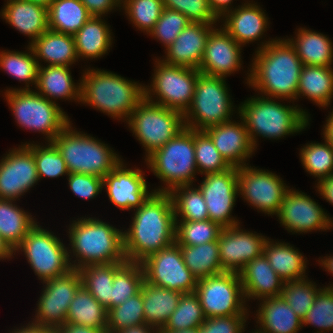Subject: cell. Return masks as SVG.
Listing matches in <instances>:
<instances>
[{"instance_id": "obj_67", "label": "cell", "mask_w": 333, "mask_h": 333, "mask_svg": "<svg viewBox=\"0 0 333 333\" xmlns=\"http://www.w3.org/2000/svg\"><path fill=\"white\" fill-rule=\"evenodd\" d=\"M158 333H198V328L184 329V330L173 331V332H158Z\"/></svg>"}, {"instance_id": "obj_18", "label": "cell", "mask_w": 333, "mask_h": 333, "mask_svg": "<svg viewBox=\"0 0 333 333\" xmlns=\"http://www.w3.org/2000/svg\"><path fill=\"white\" fill-rule=\"evenodd\" d=\"M0 162V199L15 200L38 182L32 150L24 144Z\"/></svg>"}, {"instance_id": "obj_42", "label": "cell", "mask_w": 333, "mask_h": 333, "mask_svg": "<svg viewBox=\"0 0 333 333\" xmlns=\"http://www.w3.org/2000/svg\"><path fill=\"white\" fill-rule=\"evenodd\" d=\"M169 194L171 195L175 221L178 215L184 221H201L209 219L206 202L200 189L191 188L190 185H181L173 188Z\"/></svg>"}, {"instance_id": "obj_47", "label": "cell", "mask_w": 333, "mask_h": 333, "mask_svg": "<svg viewBox=\"0 0 333 333\" xmlns=\"http://www.w3.org/2000/svg\"><path fill=\"white\" fill-rule=\"evenodd\" d=\"M196 167L201 174L224 172L231 166L203 130H194Z\"/></svg>"}, {"instance_id": "obj_64", "label": "cell", "mask_w": 333, "mask_h": 333, "mask_svg": "<svg viewBox=\"0 0 333 333\" xmlns=\"http://www.w3.org/2000/svg\"><path fill=\"white\" fill-rule=\"evenodd\" d=\"M14 253V250L0 236V259L9 258Z\"/></svg>"}, {"instance_id": "obj_38", "label": "cell", "mask_w": 333, "mask_h": 333, "mask_svg": "<svg viewBox=\"0 0 333 333\" xmlns=\"http://www.w3.org/2000/svg\"><path fill=\"white\" fill-rule=\"evenodd\" d=\"M124 262L111 264L87 265L78 269L82 286L101 304L107 311L112 308V287L115 271Z\"/></svg>"}, {"instance_id": "obj_31", "label": "cell", "mask_w": 333, "mask_h": 333, "mask_svg": "<svg viewBox=\"0 0 333 333\" xmlns=\"http://www.w3.org/2000/svg\"><path fill=\"white\" fill-rule=\"evenodd\" d=\"M69 69V66L48 65L43 68L39 65L36 85L40 91L38 93L50 101L52 98H64L80 102L81 83L74 85Z\"/></svg>"}, {"instance_id": "obj_44", "label": "cell", "mask_w": 333, "mask_h": 333, "mask_svg": "<svg viewBox=\"0 0 333 333\" xmlns=\"http://www.w3.org/2000/svg\"><path fill=\"white\" fill-rule=\"evenodd\" d=\"M28 49L31 54L18 51L0 52V67L19 81H25L26 88L23 90H30V83L37 85L40 65L30 45Z\"/></svg>"}, {"instance_id": "obj_39", "label": "cell", "mask_w": 333, "mask_h": 333, "mask_svg": "<svg viewBox=\"0 0 333 333\" xmlns=\"http://www.w3.org/2000/svg\"><path fill=\"white\" fill-rule=\"evenodd\" d=\"M179 246L185 265L197 280L225 272L220 262L218 241L197 246Z\"/></svg>"}, {"instance_id": "obj_5", "label": "cell", "mask_w": 333, "mask_h": 333, "mask_svg": "<svg viewBox=\"0 0 333 333\" xmlns=\"http://www.w3.org/2000/svg\"><path fill=\"white\" fill-rule=\"evenodd\" d=\"M261 97L250 98L238 108L240 119L244 121L254 147H256L258 134L262 137L278 139L300 132L309 124L305 110L297 106L282 105L271 97Z\"/></svg>"}, {"instance_id": "obj_56", "label": "cell", "mask_w": 333, "mask_h": 333, "mask_svg": "<svg viewBox=\"0 0 333 333\" xmlns=\"http://www.w3.org/2000/svg\"><path fill=\"white\" fill-rule=\"evenodd\" d=\"M245 322L246 315L206 318L198 333H242Z\"/></svg>"}, {"instance_id": "obj_49", "label": "cell", "mask_w": 333, "mask_h": 333, "mask_svg": "<svg viewBox=\"0 0 333 333\" xmlns=\"http://www.w3.org/2000/svg\"><path fill=\"white\" fill-rule=\"evenodd\" d=\"M316 285L308 280L300 279L284 282L281 297L291 306L294 312L303 319L314 304L317 293Z\"/></svg>"}, {"instance_id": "obj_6", "label": "cell", "mask_w": 333, "mask_h": 333, "mask_svg": "<svg viewBox=\"0 0 333 333\" xmlns=\"http://www.w3.org/2000/svg\"><path fill=\"white\" fill-rule=\"evenodd\" d=\"M72 129L69 123L52 141L63 157L69 174H90L103 179L121 162L107 145Z\"/></svg>"}, {"instance_id": "obj_68", "label": "cell", "mask_w": 333, "mask_h": 333, "mask_svg": "<svg viewBox=\"0 0 333 333\" xmlns=\"http://www.w3.org/2000/svg\"><path fill=\"white\" fill-rule=\"evenodd\" d=\"M252 333H267V332L262 330V329H259V330H256V331L252 332Z\"/></svg>"}, {"instance_id": "obj_27", "label": "cell", "mask_w": 333, "mask_h": 333, "mask_svg": "<svg viewBox=\"0 0 333 333\" xmlns=\"http://www.w3.org/2000/svg\"><path fill=\"white\" fill-rule=\"evenodd\" d=\"M15 29L31 37L33 43L48 29V8L26 0H8L1 11Z\"/></svg>"}, {"instance_id": "obj_40", "label": "cell", "mask_w": 333, "mask_h": 333, "mask_svg": "<svg viewBox=\"0 0 333 333\" xmlns=\"http://www.w3.org/2000/svg\"><path fill=\"white\" fill-rule=\"evenodd\" d=\"M13 201L0 199V236L15 250L36 223Z\"/></svg>"}, {"instance_id": "obj_8", "label": "cell", "mask_w": 333, "mask_h": 333, "mask_svg": "<svg viewBox=\"0 0 333 333\" xmlns=\"http://www.w3.org/2000/svg\"><path fill=\"white\" fill-rule=\"evenodd\" d=\"M5 95L17 123L26 129L45 134L48 142H52L70 123L68 116L55 101L48 100L38 92L9 89Z\"/></svg>"}, {"instance_id": "obj_4", "label": "cell", "mask_w": 333, "mask_h": 333, "mask_svg": "<svg viewBox=\"0 0 333 333\" xmlns=\"http://www.w3.org/2000/svg\"><path fill=\"white\" fill-rule=\"evenodd\" d=\"M69 238L78 264L73 269L87 265L125 262L123 232L106 222L93 218L75 220L69 229Z\"/></svg>"}, {"instance_id": "obj_66", "label": "cell", "mask_w": 333, "mask_h": 333, "mask_svg": "<svg viewBox=\"0 0 333 333\" xmlns=\"http://www.w3.org/2000/svg\"><path fill=\"white\" fill-rule=\"evenodd\" d=\"M48 8L53 0H26Z\"/></svg>"}, {"instance_id": "obj_26", "label": "cell", "mask_w": 333, "mask_h": 333, "mask_svg": "<svg viewBox=\"0 0 333 333\" xmlns=\"http://www.w3.org/2000/svg\"><path fill=\"white\" fill-rule=\"evenodd\" d=\"M246 4L233 11L230 9L222 16L226 18L223 29L240 45L260 38L268 24V19L260 6Z\"/></svg>"}, {"instance_id": "obj_62", "label": "cell", "mask_w": 333, "mask_h": 333, "mask_svg": "<svg viewBox=\"0 0 333 333\" xmlns=\"http://www.w3.org/2000/svg\"><path fill=\"white\" fill-rule=\"evenodd\" d=\"M153 329H155V328H153L150 325L141 324V325H137V326L128 327L126 329H122V330H120L119 332H116V333H152V331L154 333L155 330H153ZM155 333H158V331L156 330Z\"/></svg>"}, {"instance_id": "obj_36", "label": "cell", "mask_w": 333, "mask_h": 333, "mask_svg": "<svg viewBox=\"0 0 333 333\" xmlns=\"http://www.w3.org/2000/svg\"><path fill=\"white\" fill-rule=\"evenodd\" d=\"M90 17L80 0H53L48 7V29L74 36Z\"/></svg>"}, {"instance_id": "obj_45", "label": "cell", "mask_w": 333, "mask_h": 333, "mask_svg": "<svg viewBox=\"0 0 333 333\" xmlns=\"http://www.w3.org/2000/svg\"><path fill=\"white\" fill-rule=\"evenodd\" d=\"M145 324L142 292L123 304L108 310L106 333H116L128 327Z\"/></svg>"}, {"instance_id": "obj_48", "label": "cell", "mask_w": 333, "mask_h": 333, "mask_svg": "<svg viewBox=\"0 0 333 333\" xmlns=\"http://www.w3.org/2000/svg\"><path fill=\"white\" fill-rule=\"evenodd\" d=\"M304 168L318 181L333 174V146L325 139V144H306L300 151Z\"/></svg>"}, {"instance_id": "obj_11", "label": "cell", "mask_w": 333, "mask_h": 333, "mask_svg": "<svg viewBox=\"0 0 333 333\" xmlns=\"http://www.w3.org/2000/svg\"><path fill=\"white\" fill-rule=\"evenodd\" d=\"M156 62L158 63L155 66L152 84L149 88L144 87V98L184 114L191 105L200 71L185 66L169 65L161 60ZM151 92L158 95V102L152 100Z\"/></svg>"}, {"instance_id": "obj_13", "label": "cell", "mask_w": 333, "mask_h": 333, "mask_svg": "<svg viewBox=\"0 0 333 333\" xmlns=\"http://www.w3.org/2000/svg\"><path fill=\"white\" fill-rule=\"evenodd\" d=\"M195 293L206 318L247 315L243 286L236 272L225 271L197 280Z\"/></svg>"}, {"instance_id": "obj_17", "label": "cell", "mask_w": 333, "mask_h": 333, "mask_svg": "<svg viewBox=\"0 0 333 333\" xmlns=\"http://www.w3.org/2000/svg\"><path fill=\"white\" fill-rule=\"evenodd\" d=\"M198 187L204 196L209 219L222 228L238 225L231 211L239 193L238 168L231 167L224 172L208 173Z\"/></svg>"}, {"instance_id": "obj_28", "label": "cell", "mask_w": 333, "mask_h": 333, "mask_svg": "<svg viewBox=\"0 0 333 333\" xmlns=\"http://www.w3.org/2000/svg\"><path fill=\"white\" fill-rule=\"evenodd\" d=\"M141 292L145 324L160 331L177 308L182 293L154 286L146 281L143 283Z\"/></svg>"}, {"instance_id": "obj_19", "label": "cell", "mask_w": 333, "mask_h": 333, "mask_svg": "<svg viewBox=\"0 0 333 333\" xmlns=\"http://www.w3.org/2000/svg\"><path fill=\"white\" fill-rule=\"evenodd\" d=\"M289 232H309L332 228L333 220L305 193L288 189L277 215Z\"/></svg>"}, {"instance_id": "obj_15", "label": "cell", "mask_w": 333, "mask_h": 333, "mask_svg": "<svg viewBox=\"0 0 333 333\" xmlns=\"http://www.w3.org/2000/svg\"><path fill=\"white\" fill-rule=\"evenodd\" d=\"M43 293L38 300L35 326L54 328L66 322L69 304L82 286L81 276L76 269L45 281Z\"/></svg>"}, {"instance_id": "obj_63", "label": "cell", "mask_w": 333, "mask_h": 333, "mask_svg": "<svg viewBox=\"0 0 333 333\" xmlns=\"http://www.w3.org/2000/svg\"><path fill=\"white\" fill-rule=\"evenodd\" d=\"M327 118V123L324 126V139H326L333 146V111Z\"/></svg>"}, {"instance_id": "obj_54", "label": "cell", "mask_w": 333, "mask_h": 333, "mask_svg": "<svg viewBox=\"0 0 333 333\" xmlns=\"http://www.w3.org/2000/svg\"><path fill=\"white\" fill-rule=\"evenodd\" d=\"M164 8L179 11L190 22L215 24L218 17L211 10L208 0H162Z\"/></svg>"}, {"instance_id": "obj_52", "label": "cell", "mask_w": 333, "mask_h": 333, "mask_svg": "<svg viewBox=\"0 0 333 333\" xmlns=\"http://www.w3.org/2000/svg\"><path fill=\"white\" fill-rule=\"evenodd\" d=\"M314 325L321 330H333V285L322 288L315 298L305 317L302 319V325Z\"/></svg>"}, {"instance_id": "obj_23", "label": "cell", "mask_w": 333, "mask_h": 333, "mask_svg": "<svg viewBox=\"0 0 333 333\" xmlns=\"http://www.w3.org/2000/svg\"><path fill=\"white\" fill-rule=\"evenodd\" d=\"M203 131L211 138L214 146L231 167L245 166V159L255 150L244 121L237 123L230 120L210 126Z\"/></svg>"}, {"instance_id": "obj_25", "label": "cell", "mask_w": 333, "mask_h": 333, "mask_svg": "<svg viewBox=\"0 0 333 333\" xmlns=\"http://www.w3.org/2000/svg\"><path fill=\"white\" fill-rule=\"evenodd\" d=\"M238 275L245 299L246 297L264 299L281 296L284 281L270 266L264 253L248 262Z\"/></svg>"}, {"instance_id": "obj_55", "label": "cell", "mask_w": 333, "mask_h": 333, "mask_svg": "<svg viewBox=\"0 0 333 333\" xmlns=\"http://www.w3.org/2000/svg\"><path fill=\"white\" fill-rule=\"evenodd\" d=\"M68 181L71 191L83 199H93L103 188V179L90 174L70 173Z\"/></svg>"}, {"instance_id": "obj_46", "label": "cell", "mask_w": 333, "mask_h": 333, "mask_svg": "<svg viewBox=\"0 0 333 333\" xmlns=\"http://www.w3.org/2000/svg\"><path fill=\"white\" fill-rule=\"evenodd\" d=\"M179 223V225H178ZM222 227L210 219L201 221H176L175 242L178 245L197 246L217 241Z\"/></svg>"}, {"instance_id": "obj_57", "label": "cell", "mask_w": 333, "mask_h": 333, "mask_svg": "<svg viewBox=\"0 0 333 333\" xmlns=\"http://www.w3.org/2000/svg\"><path fill=\"white\" fill-rule=\"evenodd\" d=\"M87 8L91 16L102 17L101 15L111 11L116 6L121 7V0H80ZM115 6V7H114Z\"/></svg>"}, {"instance_id": "obj_60", "label": "cell", "mask_w": 333, "mask_h": 333, "mask_svg": "<svg viewBox=\"0 0 333 333\" xmlns=\"http://www.w3.org/2000/svg\"><path fill=\"white\" fill-rule=\"evenodd\" d=\"M211 10L220 19L222 15L229 11L232 0H208Z\"/></svg>"}, {"instance_id": "obj_21", "label": "cell", "mask_w": 333, "mask_h": 333, "mask_svg": "<svg viewBox=\"0 0 333 333\" xmlns=\"http://www.w3.org/2000/svg\"><path fill=\"white\" fill-rule=\"evenodd\" d=\"M140 169H126L121 161L112 172L103 178L109 200L117 208L130 210L139 208L153 193L147 191L148 186Z\"/></svg>"}, {"instance_id": "obj_51", "label": "cell", "mask_w": 333, "mask_h": 333, "mask_svg": "<svg viewBox=\"0 0 333 333\" xmlns=\"http://www.w3.org/2000/svg\"><path fill=\"white\" fill-rule=\"evenodd\" d=\"M26 145L33 152L39 180L44 176L57 178L69 174L63 157L52 142L46 147L29 143Z\"/></svg>"}, {"instance_id": "obj_61", "label": "cell", "mask_w": 333, "mask_h": 333, "mask_svg": "<svg viewBox=\"0 0 333 333\" xmlns=\"http://www.w3.org/2000/svg\"><path fill=\"white\" fill-rule=\"evenodd\" d=\"M12 333H56V331L54 328L35 326L29 323L25 328L23 326L20 330L17 329Z\"/></svg>"}, {"instance_id": "obj_43", "label": "cell", "mask_w": 333, "mask_h": 333, "mask_svg": "<svg viewBox=\"0 0 333 333\" xmlns=\"http://www.w3.org/2000/svg\"><path fill=\"white\" fill-rule=\"evenodd\" d=\"M145 281L141 263L125 261L116 271L112 287V308L141 291Z\"/></svg>"}, {"instance_id": "obj_20", "label": "cell", "mask_w": 333, "mask_h": 333, "mask_svg": "<svg viewBox=\"0 0 333 333\" xmlns=\"http://www.w3.org/2000/svg\"><path fill=\"white\" fill-rule=\"evenodd\" d=\"M222 269L238 273L248 262L263 254L267 239L239 229V224L223 228L218 237Z\"/></svg>"}, {"instance_id": "obj_58", "label": "cell", "mask_w": 333, "mask_h": 333, "mask_svg": "<svg viewBox=\"0 0 333 333\" xmlns=\"http://www.w3.org/2000/svg\"><path fill=\"white\" fill-rule=\"evenodd\" d=\"M55 331L56 333H106V331H101L100 329L66 322L57 327Z\"/></svg>"}, {"instance_id": "obj_41", "label": "cell", "mask_w": 333, "mask_h": 333, "mask_svg": "<svg viewBox=\"0 0 333 333\" xmlns=\"http://www.w3.org/2000/svg\"><path fill=\"white\" fill-rule=\"evenodd\" d=\"M206 320L200 300L195 292L183 293L177 308L170 315L165 326L158 332H173L199 328Z\"/></svg>"}, {"instance_id": "obj_2", "label": "cell", "mask_w": 333, "mask_h": 333, "mask_svg": "<svg viewBox=\"0 0 333 333\" xmlns=\"http://www.w3.org/2000/svg\"><path fill=\"white\" fill-rule=\"evenodd\" d=\"M248 83L271 98L297 100V88L303 67L287 39L266 41L256 51Z\"/></svg>"}, {"instance_id": "obj_37", "label": "cell", "mask_w": 333, "mask_h": 333, "mask_svg": "<svg viewBox=\"0 0 333 333\" xmlns=\"http://www.w3.org/2000/svg\"><path fill=\"white\" fill-rule=\"evenodd\" d=\"M107 315V309L81 286L69 304L66 323L85 325L106 331Z\"/></svg>"}, {"instance_id": "obj_3", "label": "cell", "mask_w": 333, "mask_h": 333, "mask_svg": "<svg viewBox=\"0 0 333 333\" xmlns=\"http://www.w3.org/2000/svg\"><path fill=\"white\" fill-rule=\"evenodd\" d=\"M82 103L127 120L144 99V86L105 70H88L81 80Z\"/></svg>"}, {"instance_id": "obj_35", "label": "cell", "mask_w": 333, "mask_h": 333, "mask_svg": "<svg viewBox=\"0 0 333 333\" xmlns=\"http://www.w3.org/2000/svg\"><path fill=\"white\" fill-rule=\"evenodd\" d=\"M101 17L90 19L73 36L78 58H99L105 55L112 45V37Z\"/></svg>"}, {"instance_id": "obj_22", "label": "cell", "mask_w": 333, "mask_h": 333, "mask_svg": "<svg viewBox=\"0 0 333 333\" xmlns=\"http://www.w3.org/2000/svg\"><path fill=\"white\" fill-rule=\"evenodd\" d=\"M241 45L223 28L214 29L206 43L199 71L212 77H226L241 67Z\"/></svg>"}, {"instance_id": "obj_7", "label": "cell", "mask_w": 333, "mask_h": 333, "mask_svg": "<svg viewBox=\"0 0 333 333\" xmlns=\"http://www.w3.org/2000/svg\"><path fill=\"white\" fill-rule=\"evenodd\" d=\"M166 186L154 192H170L181 185H192L196 167L194 129L185 127L145 160Z\"/></svg>"}, {"instance_id": "obj_30", "label": "cell", "mask_w": 333, "mask_h": 333, "mask_svg": "<svg viewBox=\"0 0 333 333\" xmlns=\"http://www.w3.org/2000/svg\"><path fill=\"white\" fill-rule=\"evenodd\" d=\"M262 301L257 313L260 329L267 333H297L303 327L302 319L281 296Z\"/></svg>"}, {"instance_id": "obj_53", "label": "cell", "mask_w": 333, "mask_h": 333, "mask_svg": "<svg viewBox=\"0 0 333 333\" xmlns=\"http://www.w3.org/2000/svg\"><path fill=\"white\" fill-rule=\"evenodd\" d=\"M189 23V19L179 11L164 8L149 35L159 39L167 48Z\"/></svg>"}, {"instance_id": "obj_50", "label": "cell", "mask_w": 333, "mask_h": 333, "mask_svg": "<svg viewBox=\"0 0 333 333\" xmlns=\"http://www.w3.org/2000/svg\"><path fill=\"white\" fill-rule=\"evenodd\" d=\"M133 24L147 34L159 20L164 4L162 0H121Z\"/></svg>"}, {"instance_id": "obj_12", "label": "cell", "mask_w": 333, "mask_h": 333, "mask_svg": "<svg viewBox=\"0 0 333 333\" xmlns=\"http://www.w3.org/2000/svg\"><path fill=\"white\" fill-rule=\"evenodd\" d=\"M24 252L32 269L43 282L62 276L73 268L64 244L37 223L29 230L22 243L14 250ZM70 262V263H69Z\"/></svg>"}, {"instance_id": "obj_16", "label": "cell", "mask_w": 333, "mask_h": 333, "mask_svg": "<svg viewBox=\"0 0 333 333\" xmlns=\"http://www.w3.org/2000/svg\"><path fill=\"white\" fill-rule=\"evenodd\" d=\"M270 171L243 166L238 168L239 193L265 214H277L288 187ZM287 187V188H286Z\"/></svg>"}, {"instance_id": "obj_65", "label": "cell", "mask_w": 333, "mask_h": 333, "mask_svg": "<svg viewBox=\"0 0 333 333\" xmlns=\"http://www.w3.org/2000/svg\"><path fill=\"white\" fill-rule=\"evenodd\" d=\"M329 257V258H328ZM321 261V265L324 266L325 270L333 274V256H328Z\"/></svg>"}, {"instance_id": "obj_29", "label": "cell", "mask_w": 333, "mask_h": 333, "mask_svg": "<svg viewBox=\"0 0 333 333\" xmlns=\"http://www.w3.org/2000/svg\"><path fill=\"white\" fill-rule=\"evenodd\" d=\"M36 59L47 65L70 66L78 59L74 37L47 29L33 43H29Z\"/></svg>"}, {"instance_id": "obj_9", "label": "cell", "mask_w": 333, "mask_h": 333, "mask_svg": "<svg viewBox=\"0 0 333 333\" xmlns=\"http://www.w3.org/2000/svg\"><path fill=\"white\" fill-rule=\"evenodd\" d=\"M131 131L151 155L185 128L181 112L155 104L145 98L127 121Z\"/></svg>"}, {"instance_id": "obj_33", "label": "cell", "mask_w": 333, "mask_h": 333, "mask_svg": "<svg viewBox=\"0 0 333 333\" xmlns=\"http://www.w3.org/2000/svg\"><path fill=\"white\" fill-rule=\"evenodd\" d=\"M297 38L287 39L294 47L303 65L331 67L333 45L327 36L312 30L299 28Z\"/></svg>"}, {"instance_id": "obj_1", "label": "cell", "mask_w": 333, "mask_h": 333, "mask_svg": "<svg viewBox=\"0 0 333 333\" xmlns=\"http://www.w3.org/2000/svg\"><path fill=\"white\" fill-rule=\"evenodd\" d=\"M132 224L123 232L127 261L141 263L175 242L176 221L169 192H153L136 209Z\"/></svg>"}, {"instance_id": "obj_32", "label": "cell", "mask_w": 333, "mask_h": 333, "mask_svg": "<svg viewBox=\"0 0 333 333\" xmlns=\"http://www.w3.org/2000/svg\"><path fill=\"white\" fill-rule=\"evenodd\" d=\"M264 255L270 266L284 281H293L306 278V261L298 250L287 243L269 241L264 244Z\"/></svg>"}, {"instance_id": "obj_24", "label": "cell", "mask_w": 333, "mask_h": 333, "mask_svg": "<svg viewBox=\"0 0 333 333\" xmlns=\"http://www.w3.org/2000/svg\"><path fill=\"white\" fill-rule=\"evenodd\" d=\"M213 27L212 24L190 22L166 48L167 56L162 62L199 69Z\"/></svg>"}, {"instance_id": "obj_34", "label": "cell", "mask_w": 333, "mask_h": 333, "mask_svg": "<svg viewBox=\"0 0 333 333\" xmlns=\"http://www.w3.org/2000/svg\"><path fill=\"white\" fill-rule=\"evenodd\" d=\"M307 96L321 107L328 106L333 97V70L330 66L303 65L297 96Z\"/></svg>"}, {"instance_id": "obj_10", "label": "cell", "mask_w": 333, "mask_h": 333, "mask_svg": "<svg viewBox=\"0 0 333 333\" xmlns=\"http://www.w3.org/2000/svg\"><path fill=\"white\" fill-rule=\"evenodd\" d=\"M224 79L204 74L198 76L191 105L183 114L185 127L205 130L230 121L233 103Z\"/></svg>"}, {"instance_id": "obj_14", "label": "cell", "mask_w": 333, "mask_h": 333, "mask_svg": "<svg viewBox=\"0 0 333 333\" xmlns=\"http://www.w3.org/2000/svg\"><path fill=\"white\" fill-rule=\"evenodd\" d=\"M141 265L147 283L182 294L195 292L197 279L185 265L176 242L151 254Z\"/></svg>"}, {"instance_id": "obj_59", "label": "cell", "mask_w": 333, "mask_h": 333, "mask_svg": "<svg viewBox=\"0 0 333 333\" xmlns=\"http://www.w3.org/2000/svg\"><path fill=\"white\" fill-rule=\"evenodd\" d=\"M317 185L319 193L333 205V174L321 179Z\"/></svg>"}]
</instances>
